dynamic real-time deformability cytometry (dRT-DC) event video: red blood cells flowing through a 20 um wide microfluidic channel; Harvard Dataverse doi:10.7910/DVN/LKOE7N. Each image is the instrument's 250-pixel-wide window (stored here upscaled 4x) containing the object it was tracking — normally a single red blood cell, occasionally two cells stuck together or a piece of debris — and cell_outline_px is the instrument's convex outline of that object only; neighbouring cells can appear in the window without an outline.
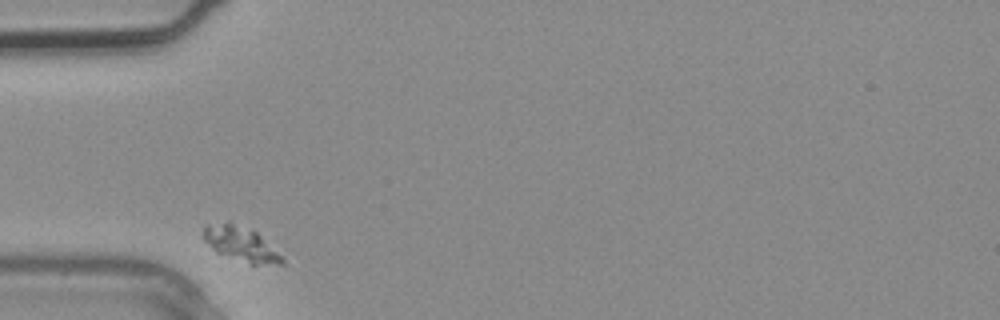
{"species": "common noctule bat (a hibernating species)", "species_latin": "Nyctalus noctula", "temperature_condition": "warm", "stored_images_in_passage": 1, "camera_frame_rate_fps": 3000, "um_per_image_px": 0.085, "animal": {"sex": "male", "body_mass_g": 20.4}, "frame": {"image": 1, "passage_image": 1, "time_ms": 0.0, "image_size_px": [1000, 320], "cell_outline_px": [[284, 264], [252, 268], [216, 252], [204, 240], [204, 224], [228, 220], [256, 232], [284, 260]], "centroid_in_image_um": [20.45, 20.79], "position_along_channel_um": 64.6, "area_um2": 16.47}}